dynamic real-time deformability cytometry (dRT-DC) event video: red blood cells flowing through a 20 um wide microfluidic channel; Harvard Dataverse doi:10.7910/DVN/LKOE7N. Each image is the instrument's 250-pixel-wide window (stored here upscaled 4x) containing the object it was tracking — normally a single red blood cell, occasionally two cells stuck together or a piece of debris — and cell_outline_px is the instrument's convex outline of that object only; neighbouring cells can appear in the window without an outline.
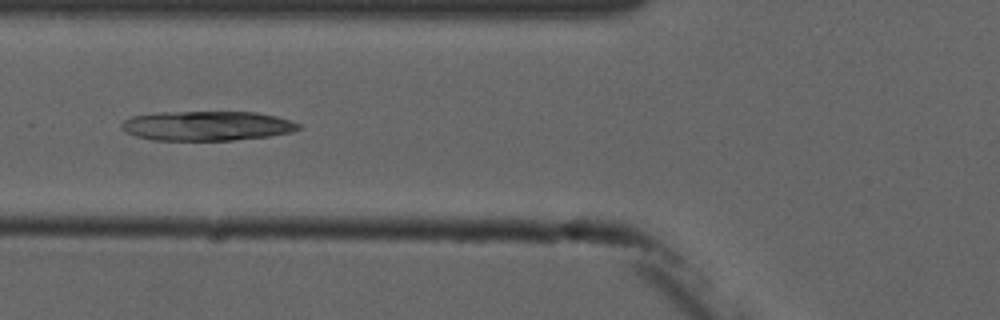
{"species": "common noctule bat (a hibernating species)", "species_latin": "Nyctalus noctula", "temperature_condition": "cold", "stored_images_in_passage": 9, "camera_frame_rate_fps": 3000, "um_per_image_px": 0.085, "animal": {"sex": "male", "forearm_length_mm": 52.5}, "frame": {"image": 1, "passage_image": 6, "time_ms": 6.0, "image_size_px": [1000, 320], "cell_outline_px": [[300, 128], [292, 132], [268, 136], [232, 140], [152, 140], [136, 136], [120, 128], [120, 124], [124, 120], [132, 116], [156, 112], [256, 112], [276, 116], [292, 120], [300, 124]], "centroid_in_image_um": [17.58, 10.69], "position_along_channel_um": 108.2, "area_um2": 30.58}}
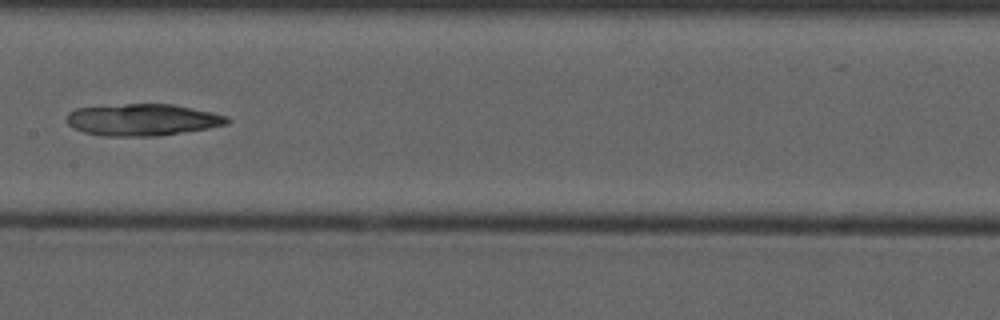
{"frame": {"image": 2, "passage_image": 8, "time_ms": 8.333, "image_size_px": [1000, 320], "cell_outline_px": [[232, 120], [228, 124], [208, 128], [156, 136], [104, 136], [84, 132], [72, 128], [68, 124], [68, 112], [76, 108], [124, 104], [172, 104], [212, 112], [228, 116]], "centroid_in_image_um": [12.13, 10.18], "position_along_channel_um": 195.3, "area_um2": 29.71}}
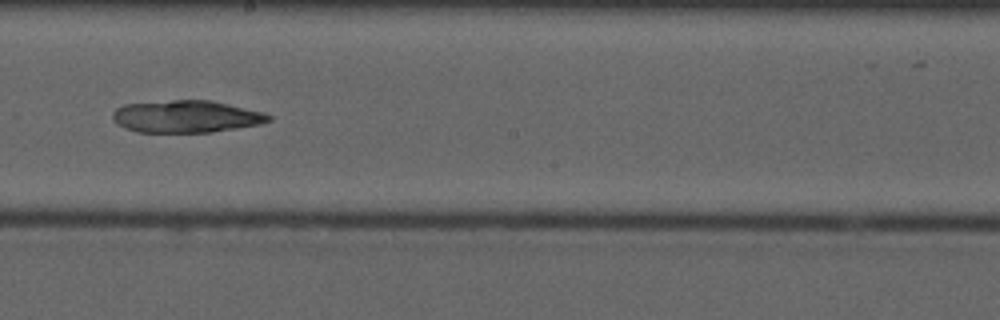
{"frame": {"image": 3, "passage_image": 9, "time_ms": 9.333, "image_size_px": [1000, 320], "cell_outline_px": [[272, 120], [260, 124], [212, 132], [136, 132], [124, 128], [112, 120], [112, 112], [116, 108], [124, 104], [172, 100], [208, 100], [264, 112], [272, 116]], "centroid_in_image_um": [15.8, 9.91], "position_along_channel_um": 232.4, "area_um2": 29.3}}